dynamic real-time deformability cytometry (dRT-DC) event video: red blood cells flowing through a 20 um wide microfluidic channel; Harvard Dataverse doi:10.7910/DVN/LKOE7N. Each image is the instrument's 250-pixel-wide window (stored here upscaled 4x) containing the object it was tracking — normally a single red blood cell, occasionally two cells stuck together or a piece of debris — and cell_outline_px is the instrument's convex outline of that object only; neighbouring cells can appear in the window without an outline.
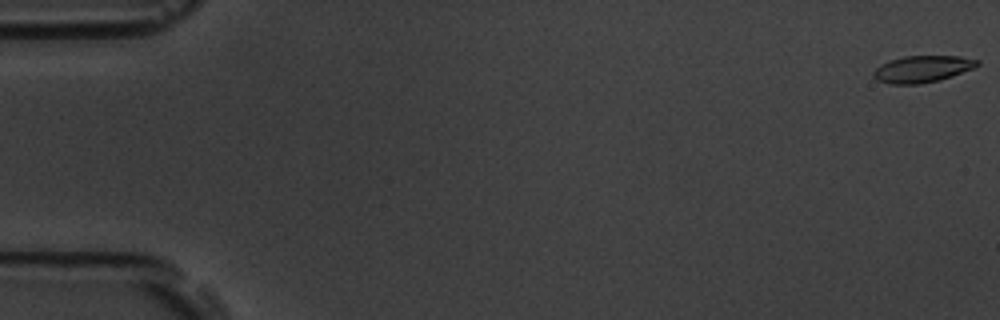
{"species": "common noctule bat (a hibernating species)", "species_latin": "Nyctalus noctula", "temperature_condition": "room temperature", "stored_images_in_passage": 55, "camera_frame_rate_fps": 3000, "um_per_image_px": 0.085, "animal": {"sex": "male", "body_mass_g": 19.5, "forearm_length_mm": 54.6}, "frame": {"image": 1, "passage_image": 1, "time_ms": 0.0, "image_size_px": [1000, 320], "cell_outline_px": [[980, 64], [976, 68], [940, 80], [920, 84], [888, 84], [876, 80], [872, 76], [872, 72], [880, 64], [904, 56], [960, 56], [980, 60]], "centroid_in_image_um": [78.41, 5.87], "position_along_channel_um": 6.6, "area_um2": 16.42}}
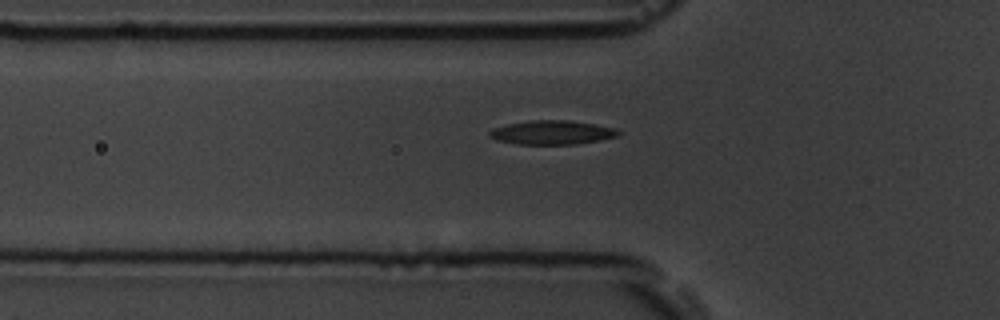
{"frame": {"image": 2, "passage_image": 19, "time_ms": 6.0, "image_size_px": [1000, 320], "cell_outline_px": [[620, 132], [616, 136], [600, 140], [576, 144], [516, 144], [496, 140], [488, 136], [488, 132], [492, 128], [508, 124], [532, 120], [568, 120], [596, 124], [616, 128]], "centroid_in_image_um": [46.9, 11.26], "position_along_channel_um": 78.9, "area_um2": 18.03}}
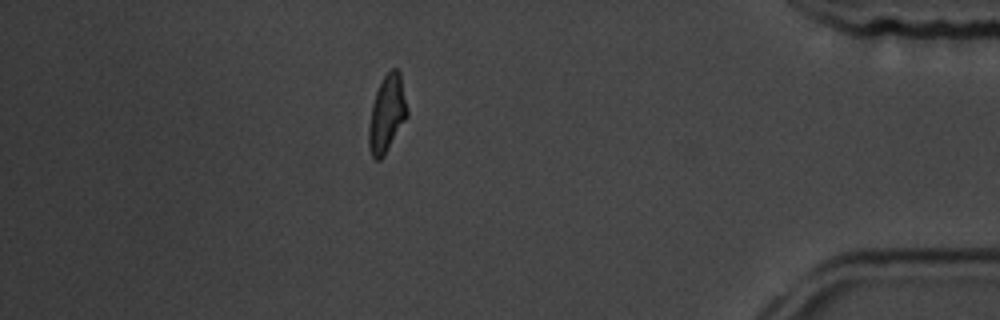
{"frame": {"image": 3, "passage_image": 48, "time_ms": 15.667, "image_size_px": [1000, 320], "cell_outline_px": [[408, 116], [384, 156], [380, 160], [376, 160], [372, 156], [368, 148], [368, 128], [372, 104], [376, 92], [384, 76], [392, 68], [396, 68], [400, 72], [408, 108]], "centroid_in_image_um": [32.89, 9.69], "position_along_channel_um": 402.3, "area_um2": 17.34}, "authors_computed_cell_mechanics": {"area_um2": 17.1088, "velocity_mm_per_s": 3.7814, "shape_relaxation_time_tau1_ms": 4.6514, "shape_relaxation_time_tau2_ms": 2.4274, "deformation_change_tau1": 0.1636, "deformation_change_tau2": 0.0925}}